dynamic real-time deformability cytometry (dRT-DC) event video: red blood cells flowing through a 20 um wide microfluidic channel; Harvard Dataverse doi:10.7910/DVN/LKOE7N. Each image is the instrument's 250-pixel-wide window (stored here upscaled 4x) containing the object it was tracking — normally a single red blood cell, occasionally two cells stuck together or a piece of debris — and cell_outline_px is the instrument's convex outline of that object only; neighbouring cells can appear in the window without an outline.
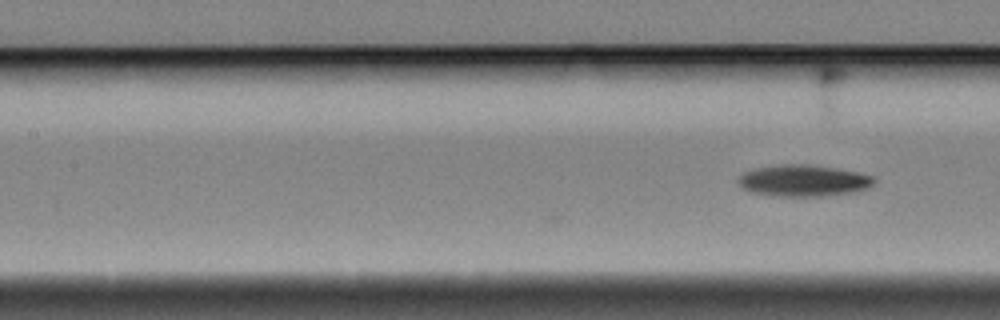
{"species": "Egyptian fruit bat (a non-hibernating species)", "species_latin": "Rousettus aegyptiacus", "temperature_condition": "cold", "stored_images_in_passage": 10, "camera_frame_rate_fps": 3000, "um_per_image_px": 0.085, "animal": {"sex": "female"}, "frame": {"image": 1, "passage_image": 10, "time_ms": 3.0, "image_size_px": [1000, 320], "cell_outline_px": [[876, 180], [868, 188], [852, 192], [820, 196], [780, 196], [752, 192], [744, 188], [736, 180], [744, 172], [756, 168], [784, 164], [800, 164], [836, 168], [856, 172], [872, 176]], "centroid_in_image_um": [68.29, 15.35], "position_along_channel_um": 139.1, "area_um2": 24.51}}